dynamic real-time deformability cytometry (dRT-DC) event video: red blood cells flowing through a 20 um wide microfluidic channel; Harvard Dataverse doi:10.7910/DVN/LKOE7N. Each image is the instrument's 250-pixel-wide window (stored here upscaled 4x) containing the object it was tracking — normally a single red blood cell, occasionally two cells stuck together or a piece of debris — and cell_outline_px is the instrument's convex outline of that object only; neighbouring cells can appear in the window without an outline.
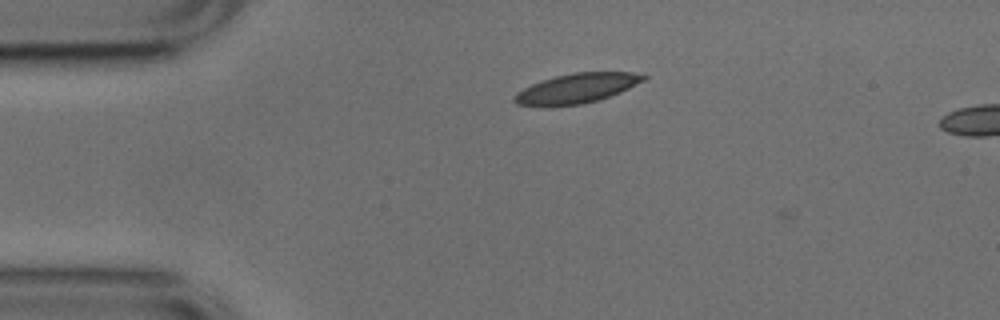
{"species": "common noctule bat (a hibernating species)", "species_latin": "Nyctalus noctula", "temperature_condition": "cold", "stored_images_in_passage": 6, "camera_frame_rate_fps": 3000, "um_per_image_px": 0.085, "animal": {"sex": "male", "body_mass_g": 17.9, "forearm_length_mm": 54.2}, "frame": {"image": 1, "passage_image": 1, "time_ms": 0.0, "image_size_px": [1000, 320], "cell_outline_px": [[648, 76], [644, 80], [620, 92], [600, 100], [580, 104], [516, 104], [512, 100], [512, 96], [516, 92], [540, 80], [556, 76], [576, 72], [644, 72]], "centroid_in_image_um": [49.08, 7.47], "position_along_channel_um": 35.9, "area_um2": 21.96}}